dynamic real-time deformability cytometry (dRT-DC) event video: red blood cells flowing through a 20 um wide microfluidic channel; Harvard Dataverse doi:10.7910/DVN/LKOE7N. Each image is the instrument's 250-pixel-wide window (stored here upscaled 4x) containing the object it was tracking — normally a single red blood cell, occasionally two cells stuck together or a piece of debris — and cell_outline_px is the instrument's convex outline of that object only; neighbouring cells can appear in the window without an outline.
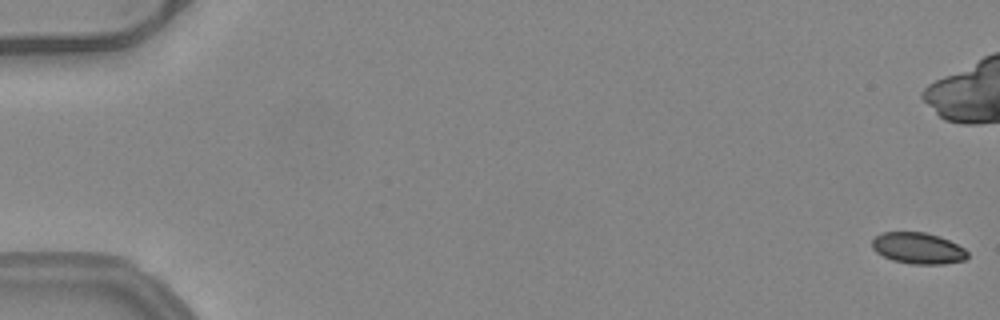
{"species": "common noctule bat (a hibernating species)", "species_latin": "Nyctalus noctula", "temperature_condition": "warm", "stored_images_in_passage": 54, "camera_frame_rate_fps": 3000, "um_per_image_px": 0.085, "animal": {"sex": "female", "body_mass_g": 24.6, "forearm_length_mm": 56.2}, "frame": {"image": 1, "passage_image": 1, "time_ms": 0.0, "image_size_px": [1000, 320], "cell_outline_px": [[968, 256], [964, 260], [944, 264], [912, 264], [892, 260], [876, 252], [872, 248], [872, 240], [876, 236], [884, 232], [924, 232], [940, 236], [964, 248], [968, 252]], "centroid_in_image_um": [78.03, 21.1], "position_along_channel_um": 7.0, "area_um2": 17.34}}
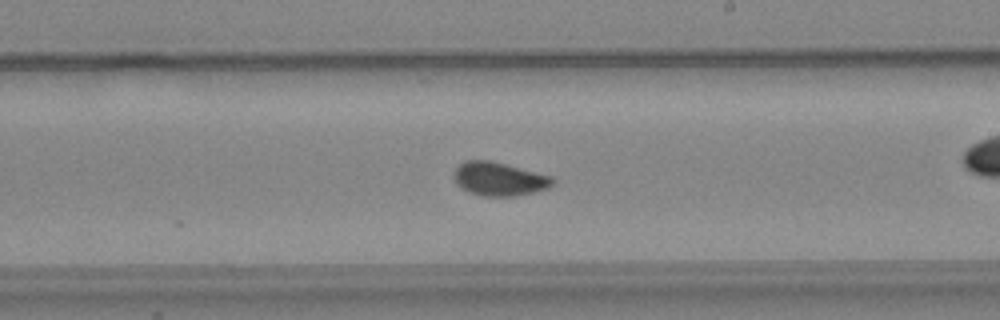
{"frame": {"image": 2, "passage_image": 32, "time_ms": 10.333, "image_size_px": [1000, 320], "cell_outline_px": [[556, 184], [548, 188], [516, 196], [484, 196], [468, 192], [460, 188], [456, 184], [452, 176], [452, 172], [464, 160], [492, 160], [552, 176], [556, 180]], "centroid_in_image_um": [42.41, 15.2], "position_along_channel_um": 246.6, "area_um2": 19.71}}
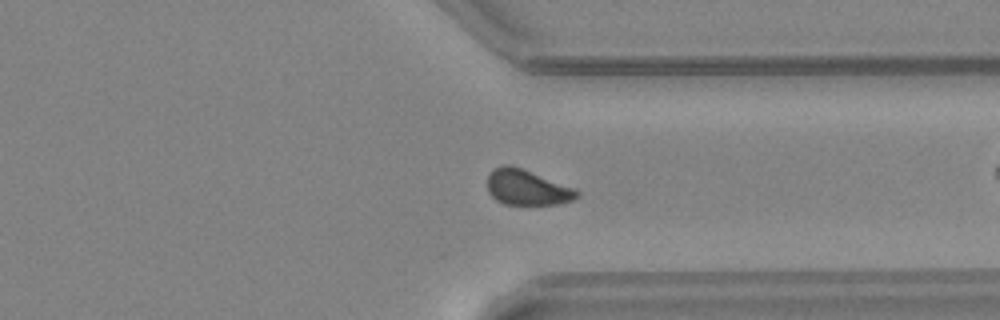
{"frame": {"image": 3, "passage_image": 41, "time_ms": 13.333, "image_size_px": [1000, 320], "cell_outline_px": [[580, 196], [572, 200], [556, 204], [504, 204], [496, 200], [488, 192], [488, 172], [492, 168], [504, 164], [508, 164], [520, 168], [576, 188], [580, 192]], "centroid_in_image_um": [44.79, 15.92], "position_along_channel_um": 366.6, "area_um2": 18.5}}